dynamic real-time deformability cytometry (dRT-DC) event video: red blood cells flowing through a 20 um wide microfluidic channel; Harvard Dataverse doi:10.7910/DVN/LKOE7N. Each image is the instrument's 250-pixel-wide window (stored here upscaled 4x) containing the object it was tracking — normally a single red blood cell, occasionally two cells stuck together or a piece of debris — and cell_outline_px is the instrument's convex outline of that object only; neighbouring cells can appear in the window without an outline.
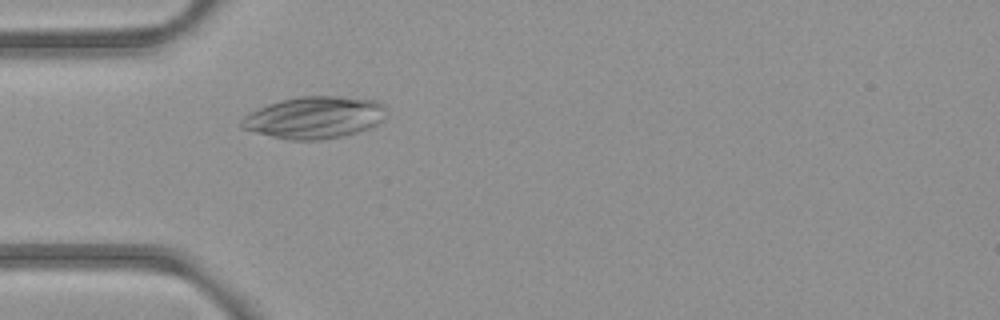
{"species": "common noctule bat (a hibernating species)", "species_latin": "Nyctalus noctula", "temperature_condition": "room temperature", "stored_images_in_passage": 2, "camera_frame_rate_fps": 3000, "um_per_image_px": 0.085, "animal": {"sex": "female", "body_mass_g": 21.9}, "frame": {"image": 1, "passage_image": 2, "time_ms": 1.333, "image_size_px": [1000, 320], "cell_outline_px": [[388, 108], [384, 120], [368, 128], [344, 136], [320, 140], [288, 140], [240, 128], [240, 120], [244, 116], [268, 104], [280, 100], [300, 96], [340, 96], [380, 100]], "centroid_in_image_um": [26.78, 9.98], "position_along_channel_um": 58.2, "area_um2": 35.72}}